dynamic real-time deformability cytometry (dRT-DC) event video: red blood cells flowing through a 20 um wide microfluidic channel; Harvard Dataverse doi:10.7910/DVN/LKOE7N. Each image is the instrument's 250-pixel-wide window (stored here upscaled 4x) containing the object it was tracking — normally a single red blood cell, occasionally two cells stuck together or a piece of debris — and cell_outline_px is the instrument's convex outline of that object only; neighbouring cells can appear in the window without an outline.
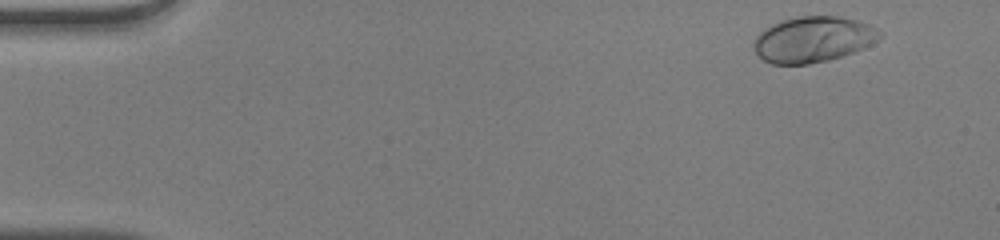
{"species": "human", "species_latin": "Homo sapiens", "temperature_condition": "warm", "stored_images_in_passage": 49, "camera_frame_rate_fps": 3000, "um_per_image_px": 0.085, "donor": {"sex": "male"}, "frame": {"image": 1, "passage_image": 2, "time_ms": 0.333, "image_size_px": [1000, 240], "cell_outline_px": [[884, 32], [880, 40], [864, 48], [828, 60], [808, 64], [772, 64], [764, 60], [756, 52], [752, 44], [756, 36], [764, 28], [780, 20], [796, 16], [840, 16], [856, 20], [868, 24]], "centroid_in_image_um": [69.12, 3.33], "position_along_channel_um": 15.9, "area_um2": 33.81}}
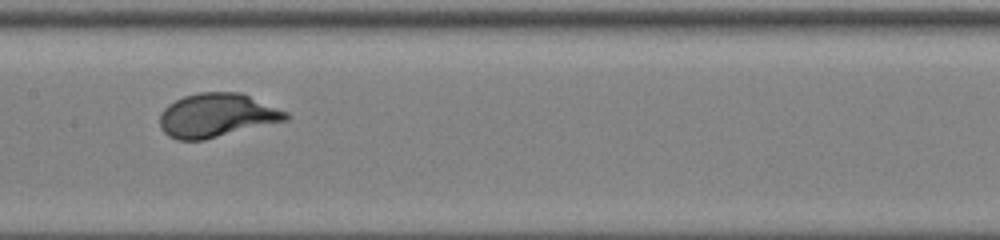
{"frame": {"image": 2, "passage_image": 24, "time_ms": 7.667, "image_size_px": [1000, 240], "cell_outline_px": [[292, 116], [288, 120], [204, 140], [176, 140], [168, 136], [160, 128], [160, 112], [168, 104], [184, 96], [200, 92], [240, 92], [288, 112]], "centroid_in_image_um": [18.43, 9.81], "position_along_channel_um": 189.0, "area_um2": 32.31}}
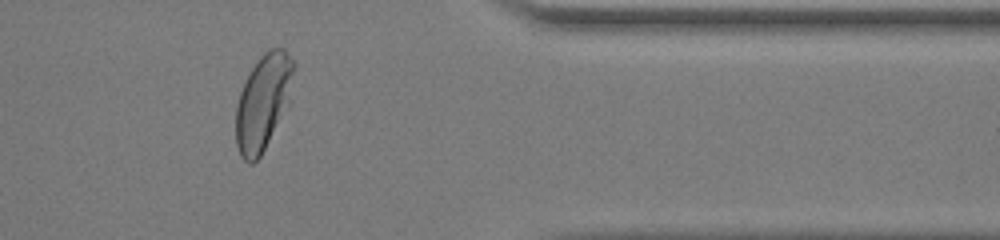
{"frame": {"image": 3, "passage_image": 40, "time_ms": 13.0, "image_size_px": [1000, 240], "cell_outline_px": [[296, 64], [292, 100], [260, 156], [252, 164], [248, 164], [240, 156], [236, 144], [236, 104], [244, 80], [260, 56], [268, 48], [284, 48], [288, 52]], "centroid_in_image_um": [22.41, 8.64], "position_along_channel_um": 389.0, "area_um2": 33.0}, "authors_computed_cell_mechanics": {"area_um2": 32.1368, "velocity_mm_per_s": 4.0719, "shape_relaxation_time_tau1_ms": 2.2453, "shape_relaxation_time_tau2_ms": null, "deformation_change_tau1": 0.1786, "deformation_change_tau2": null}}